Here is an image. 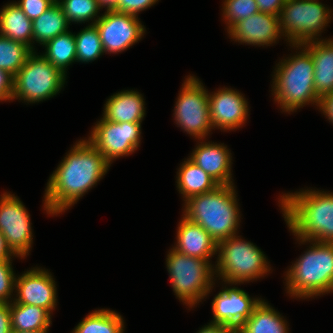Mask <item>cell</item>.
Returning <instances> with one entry per match:
<instances>
[{
  "mask_svg": "<svg viewBox=\"0 0 333 333\" xmlns=\"http://www.w3.org/2000/svg\"><path fill=\"white\" fill-rule=\"evenodd\" d=\"M176 239L173 249L181 254L207 261L217 254L216 241L199 224L184 216L178 224Z\"/></svg>",
  "mask_w": 333,
  "mask_h": 333,
  "instance_id": "obj_19",
  "label": "cell"
},
{
  "mask_svg": "<svg viewBox=\"0 0 333 333\" xmlns=\"http://www.w3.org/2000/svg\"><path fill=\"white\" fill-rule=\"evenodd\" d=\"M331 12L317 0H286L279 15L282 35L292 45L319 40L321 30L332 18Z\"/></svg>",
  "mask_w": 333,
  "mask_h": 333,
  "instance_id": "obj_9",
  "label": "cell"
},
{
  "mask_svg": "<svg viewBox=\"0 0 333 333\" xmlns=\"http://www.w3.org/2000/svg\"><path fill=\"white\" fill-rule=\"evenodd\" d=\"M144 106V98L139 92L121 91L107 99L104 105L103 118L118 123H142L145 116Z\"/></svg>",
  "mask_w": 333,
  "mask_h": 333,
  "instance_id": "obj_21",
  "label": "cell"
},
{
  "mask_svg": "<svg viewBox=\"0 0 333 333\" xmlns=\"http://www.w3.org/2000/svg\"><path fill=\"white\" fill-rule=\"evenodd\" d=\"M32 52L33 50L24 43L0 35V69L13 77Z\"/></svg>",
  "mask_w": 333,
  "mask_h": 333,
  "instance_id": "obj_29",
  "label": "cell"
},
{
  "mask_svg": "<svg viewBox=\"0 0 333 333\" xmlns=\"http://www.w3.org/2000/svg\"><path fill=\"white\" fill-rule=\"evenodd\" d=\"M189 159L220 185H232V156L223 144L199 142Z\"/></svg>",
  "mask_w": 333,
  "mask_h": 333,
  "instance_id": "obj_18",
  "label": "cell"
},
{
  "mask_svg": "<svg viewBox=\"0 0 333 333\" xmlns=\"http://www.w3.org/2000/svg\"><path fill=\"white\" fill-rule=\"evenodd\" d=\"M12 333H48V332H34V331L23 332V331H12Z\"/></svg>",
  "mask_w": 333,
  "mask_h": 333,
  "instance_id": "obj_43",
  "label": "cell"
},
{
  "mask_svg": "<svg viewBox=\"0 0 333 333\" xmlns=\"http://www.w3.org/2000/svg\"><path fill=\"white\" fill-rule=\"evenodd\" d=\"M32 52L14 76L12 100L36 103L60 92L66 76L43 55Z\"/></svg>",
  "mask_w": 333,
  "mask_h": 333,
  "instance_id": "obj_8",
  "label": "cell"
},
{
  "mask_svg": "<svg viewBox=\"0 0 333 333\" xmlns=\"http://www.w3.org/2000/svg\"><path fill=\"white\" fill-rule=\"evenodd\" d=\"M176 124L191 136L203 140L214 129L209 112L208 91L195 76L189 75L174 107Z\"/></svg>",
  "mask_w": 333,
  "mask_h": 333,
  "instance_id": "obj_10",
  "label": "cell"
},
{
  "mask_svg": "<svg viewBox=\"0 0 333 333\" xmlns=\"http://www.w3.org/2000/svg\"><path fill=\"white\" fill-rule=\"evenodd\" d=\"M156 2L158 0H119L116 11L138 16L140 11L151 7Z\"/></svg>",
  "mask_w": 333,
  "mask_h": 333,
  "instance_id": "obj_35",
  "label": "cell"
},
{
  "mask_svg": "<svg viewBox=\"0 0 333 333\" xmlns=\"http://www.w3.org/2000/svg\"><path fill=\"white\" fill-rule=\"evenodd\" d=\"M31 228L24 204L14 194L4 192L0 196V232L11 251L20 258H25L32 247Z\"/></svg>",
  "mask_w": 333,
  "mask_h": 333,
  "instance_id": "obj_12",
  "label": "cell"
},
{
  "mask_svg": "<svg viewBox=\"0 0 333 333\" xmlns=\"http://www.w3.org/2000/svg\"><path fill=\"white\" fill-rule=\"evenodd\" d=\"M75 44L76 62L89 63L105 53L95 24H90L77 33Z\"/></svg>",
  "mask_w": 333,
  "mask_h": 333,
  "instance_id": "obj_30",
  "label": "cell"
},
{
  "mask_svg": "<svg viewBox=\"0 0 333 333\" xmlns=\"http://www.w3.org/2000/svg\"><path fill=\"white\" fill-rule=\"evenodd\" d=\"M177 175V189L184 201L211 192L220 185L189 158L181 164Z\"/></svg>",
  "mask_w": 333,
  "mask_h": 333,
  "instance_id": "obj_23",
  "label": "cell"
},
{
  "mask_svg": "<svg viewBox=\"0 0 333 333\" xmlns=\"http://www.w3.org/2000/svg\"><path fill=\"white\" fill-rule=\"evenodd\" d=\"M232 331L227 326L210 322L198 330L197 333H231Z\"/></svg>",
  "mask_w": 333,
  "mask_h": 333,
  "instance_id": "obj_40",
  "label": "cell"
},
{
  "mask_svg": "<svg viewBox=\"0 0 333 333\" xmlns=\"http://www.w3.org/2000/svg\"><path fill=\"white\" fill-rule=\"evenodd\" d=\"M33 40L44 45L47 41L66 33L69 22L62 7L55 1L53 5L32 21Z\"/></svg>",
  "mask_w": 333,
  "mask_h": 333,
  "instance_id": "obj_26",
  "label": "cell"
},
{
  "mask_svg": "<svg viewBox=\"0 0 333 333\" xmlns=\"http://www.w3.org/2000/svg\"><path fill=\"white\" fill-rule=\"evenodd\" d=\"M166 266L175 295L189 308L212 291L215 267L210 261L187 256L171 248Z\"/></svg>",
  "mask_w": 333,
  "mask_h": 333,
  "instance_id": "obj_7",
  "label": "cell"
},
{
  "mask_svg": "<svg viewBox=\"0 0 333 333\" xmlns=\"http://www.w3.org/2000/svg\"><path fill=\"white\" fill-rule=\"evenodd\" d=\"M236 194L234 184L219 185L186 200L183 216L199 224L218 244L237 234L241 215Z\"/></svg>",
  "mask_w": 333,
  "mask_h": 333,
  "instance_id": "obj_3",
  "label": "cell"
},
{
  "mask_svg": "<svg viewBox=\"0 0 333 333\" xmlns=\"http://www.w3.org/2000/svg\"><path fill=\"white\" fill-rule=\"evenodd\" d=\"M231 333H239V332H237L236 330H233Z\"/></svg>",
  "mask_w": 333,
  "mask_h": 333,
  "instance_id": "obj_44",
  "label": "cell"
},
{
  "mask_svg": "<svg viewBox=\"0 0 333 333\" xmlns=\"http://www.w3.org/2000/svg\"><path fill=\"white\" fill-rule=\"evenodd\" d=\"M218 260L215 275L231 285L253 281L268 275L271 267L265 254L251 242L234 235L222 240L217 247Z\"/></svg>",
  "mask_w": 333,
  "mask_h": 333,
  "instance_id": "obj_6",
  "label": "cell"
},
{
  "mask_svg": "<svg viewBox=\"0 0 333 333\" xmlns=\"http://www.w3.org/2000/svg\"><path fill=\"white\" fill-rule=\"evenodd\" d=\"M14 77L0 69V101L12 100Z\"/></svg>",
  "mask_w": 333,
  "mask_h": 333,
  "instance_id": "obj_36",
  "label": "cell"
},
{
  "mask_svg": "<svg viewBox=\"0 0 333 333\" xmlns=\"http://www.w3.org/2000/svg\"><path fill=\"white\" fill-rule=\"evenodd\" d=\"M105 53H120L142 39L146 29L138 16L107 10L96 21Z\"/></svg>",
  "mask_w": 333,
  "mask_h": 333,
  "instance_id": "obj_13",
  "label": "cell"
},
{
  "mask_svg": "<svg viewBox=\"0 0 333 333\" xmlns=\"http://www.w3.org/2000/svg\"><path fill=\"white\" fill-rule=\"evenodd\" d=\"M141 123L112 122L102 118L88 141L110 162L133 153L140 146Z\"/></svg>",
  "mask_w": 333,
  "mask_h": 333,
  "instance_id": "obj_11",
  "label": "cell"
},
{
  "mask_svg": "<svg viewBox=\"0 0 333 333\" xmlns=\"http://www.w3.org/2000/svg\"><path fill=\"white\" fill-rule=\"evenodd\" d=\"M12 331L48 332L51 314L44 308L27 304L10 303Z\"/></svg>",
  "mask_w": 333,
  "mask_h": 333,
  "instance_id": "obj_25",
  "label": "cell"
},
{
  "mask_svg": "<svg viewBox=\"0 0 333 333\" xmlns=\"http://www.w3.org/2000/svg\"><path fill=\"white\" fill-rule=\"evenodd\" d=\"M210 120L213 128L234 130L244 125L248 115V102L239 91L227 87L208 93Z\"/></svg>",
  "mask_w": 333,
  "mask_h": 333,
  "instance_id": "obj_16",
  "label": "cell"
},
{
  "mask_svg": "<svg viewBox=\"0 0 333 333\" xmlns=\"http://www.w3.org/2000/svg\"><path fill=\"white\" fill-rule=\"evenodd\" d=\"M287 321L265 300L255 307L253 313L236 330L239 333H289Z\"/></svg>",
  "mask_w": 333,
  "mask_h": 333,
  "instance_id": "obj_24",
  "label": "cell"
},
{
  "mask_svg": "<svg viewBox=\"0 0 333 333\" xmlns=\"http://www.w3.org/2000/svg\"><path fill=\"white\" fill-rule=\"evenodd\" d=\"M319 110L333 123V92L320 99Z\"/></svg>",
  "mask_w": 333,
  "mask_h": 333,
  "instance_id": "obj_39",
  "label": "cell"
},
{
  "mask_svg": "<svg viewBox=\"0 0 333 333\" xmlns=\"http://www.w3.org/2000/svg\"><path fill=\"white\" fill-rule=\"evenodd\" d=\"M19 257L16 256L11 249L8 247L7 243H6V239L4 238V236L2 235V233L0 232V261H4V260H11V257Z\"/></svg>",
  "mask_w": 333,
  "mask_h": 333,
  "instance_id": "obj_41",
  "label": "cell"
},
{
  "mask_svg": "<svg viewBox=\"0 0 333 333\" xmlns=\"http://www.w3.org/2000/svg\"><path fill=\"white\" fill-rule=\"evenodd\" d=\"M223 4L222 12L225 23L228 24L227 31L237 22L260 12L256 0H225Z\"/></svg>",
  "mask_w": 333,
  "mask_h": 333,
  "instance_id": "obj_32",
  "label": "cell"
},
{
  "mask_svg": "<svg viewBox=\"0 0 333 333\" xmlns=\"http://www.w3.org/2000/svg\"><path fill=\"white\" fill-rule=\"evenodd\" d=\"M11 261H0V303H11L14 299L11 298V295L15 289L16 277Z\"/></svg>",
  "mask_w": 333,
  "mask_h": 333,
  "instance_id": "obj_33",
  "label": "cell"
},
{
  "mask_svg": "<svg viewBox=\"0 0 333 333\" xmlns=\"http://www.w3.org/2000/svg\"><path fill=\"white\" fill-rule=\"evenodd\" d=\"M227 32L236 42L254 46H270L283 36L279 16L263 12L237 22Z\"/></svg>",
  "mask_w": 333,
  "mask_h": 333,
  "instance_id": "obj_17",
  "label": "cell"
},
{
  "mask_svg": "<svg viewBox=\"0 0 333 333\" xmlns=\"http://www.w3.org/2000/svg\"><path fill=\"white\" fill-rule=\"evenodd\" d=\"M43 46L46 51L42 55L66 75V68L76 62L75 34L67 31L47 41Z\"/></svg>",
  "mask_w": 333,
  "mask_h": 333,
  "instance_id": "obj_28",
  "label": "cell"
},
{
  "mask_svg": "<svg viewBox=\"0 0 333 333\" xmlns=\"http://www.w3.org/2000/svg\"><path fill=\"white\" fill-rule=\"evenodd\" d=\"M62 7L64 15L67 17L69 24L71 22L85 23L89 20L94 21L90 24H95L101 17L98 15L99 7L97 0H56ZM97 17V18H96ZM96 18V20H95Z\"/></svg>",
  "mask_w": 333,
  "mask_h": 333,
  "instance_id": "obj_31",
  "label": "cell"
},
{
  "mask_svg": "<svg viewBox=\"0 0 333 333\" xmlns=\"http://www.w3.org/2000/svg\"><path fill=\"white\" fill-rule=\"evenodd\" d=\"M262 298H251L237 287L222 288L212 301V323L237 330L250 317Z\"/></svg>",
  "mask_w": 333,
  "mask_h": 333,
  "instance_id": "obj_15",
  "label": "cell"
},
{
  "mask_svg": "<svg viewBox=\"0 0 333 333\" xmlns=\"http://www.w3.org/2000/svg\"><path fill=\"white\" fill-rule=\"evenodd\" d=\"M314 62V88L318 97L333 92V39H319L302 45Z\"/></svg>",
  "mask_w": 333,
  "mask_h": 333,
  "instance_id": "obj_20",
  "label": "cell"
},
{
  "mask_svg": "<svg viewBox=\"0 0 333 333\" xmlns=\"http://www.w3.org/2000/svg\"><path fill=\"white\" fill-rule=\"evenodd\" d=\"M56 282L48 270L34 267L15 278L17 298L13 302L39 306L50 314L56 307Z\"/></svg>",
  "mask_w": 333,
  "mask_h": 333,
  "instance_id": "obj_14",
  "label": "cell"
},
{
  "mask_svg": "<svg viewBox=\"0 0 333 333\" xmlns=\"http://www.w3.org/2000/svg\"><path fill=\"white\" fill-rule=\"evenodd\" d=\"M56 0H21L16 4L23 10L24 14L34 20L48 10Z\"/></svg>",
  "mask_w": 333,
  "mask_h": 333,
  "instance_id": "obj_34",
  "label": "cell"
},
{
  "mask_svg": "<svg viewBox=\"0 0 333 333\" xmlns=\"http://www.w3.org/2000/svg\"><path fill=\"white\" fill-rule=\"evenodd\" d=\"M0 333H12L10 303H0Z\"/></svg>",
  "mask_w": 333,
  "mask_h": 333,
  "instance_id": "obj_38",
  "label": "cell"
},
{
  "mask_svg": "<svg viewBox=\"0 0 333 333\" xmlns=\"http://www.w3.org/2000/svg\"><path fill=\"white\" fill-rule=\"evenodd\" d=\"M110 162L86 139L76 142L50 175L44 195L47 214H62L107 173Z\"/></svg>",
  "mask_w": 333,
  "mask_h": 333,
  "instance_id": "obj_1",
  "label": "cell"
},
{
  "mask_svg": "<svg viewBox=\"0 0 333 333\" xmlns=\"http://www.w3.org/2000/svg\"><path fill=\"white\" fill-rule=\"evenodd\" d=\"M117 312L99 309L89 313L72 333H123L124 320Z\"/></svg>",
  "mask_w": 333,
  "mask_h": 333,
  "instance_id": "obj_27",
  "label": "cell"
},
{
  "mask_svg": "<svg viewBox=\"0 0 333 333\" xmlns=\"http://www.w3.org/2000/svg\"><path fill=\"white\" fill-rule=\"evenodd\" d=\"M100 8L105 10H116L118 8L119 0H97Z\"/></svg>",
  "mask_w": 333,
  "mask_h": 333,
  "instance_id": "obj_42",
  "label": "cell"
},
{
  "mask_svg": "<svg viewBox=\"0 0 333 333\" xmlns=\"http://www.w3.org/2000/svg\"><path fill=\"white\" fill-rule=\"evenodd\" d=\"M301 51L281 60L275 68L272 84L274 100L283 112H293L309 103L318 107L320 98L314 88V62L302 45H291Z\"/></svg>",
  "mask_w": 333,
  "mask_h": 333,
  "instance_id": "obj_4",
  "label": "cell"
},
{
  "mask_svg": "<svg viewBox=\"0 0 333 333\" xmlns=\"http://www.w3.org/2000/svg\"><path fill=\"white\" fill-rule=\"evenodd\" d=\"M297 240L303 244L312 242V246L286 272L287 293L299 299L332 293L333 243Z\"/></svg>",
  "mask_w": 333,
  "mask_h": 333,
  "instance_id": "obj_5",
  "label": "cell"
},
{
  "mask_svg": "<svg viewBox=\"0 0 333 333\" xmlns=\"http://www.w3.org/2000/svg\"><path fill=\"white\" fill-rule=\"evenodd\" d=\"M286 0H256L260 12L269 13L276 16L280 15V11Z\"/></svg>",
  "mask_w": 333,
  "mask_h": 333,
  "instance_id": "obj_37",
  "label": "cell"
},
{
  "mask_svg": "<svg viewBox=\"0 0 333 333\" xmlns=\"http://www.w3.org/2000/svg\"><path fill=\"white\" fill-rule=\"evenodd\" d=\"M0 35L22 42L35 51L32 45L34 43L32 20L24 14L16 2L6 4L0 11Z\"/></svg>",
  "mask_w": 333,
  "mask_h": 333,
  "instance_id": "obj_22",
  "label": "cell"
},
{
  "mask_svg": "<svg viewBox=\"0 0 333 333\" xmlns=\"http://www.w3.org/2000/svg\"><path fill=\"white\" fill-rule=\"evenodd\" d=\"M288 229L297 239L333 243V193L312 189L280 197Z\"/></svg>",
  "mask_w": 333,
  "mask_h": 333,
  "instance_id": "obj_2",
  "label": "cell"
}]
</instances>
